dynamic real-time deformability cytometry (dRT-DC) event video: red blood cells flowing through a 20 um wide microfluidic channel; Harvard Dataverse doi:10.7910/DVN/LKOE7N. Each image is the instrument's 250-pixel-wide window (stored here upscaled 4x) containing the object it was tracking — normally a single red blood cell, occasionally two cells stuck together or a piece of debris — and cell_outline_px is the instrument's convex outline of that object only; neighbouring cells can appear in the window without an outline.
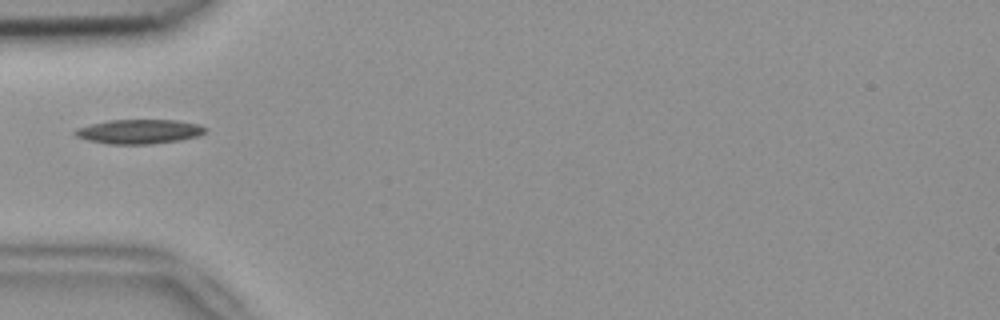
{"species": "common noctule bat (a hibernating species)", "species_latin": "Nyctalus noctula", "temperature_condition": "room temperature", "stored_images_in_passage": 37, "camera_frame_rate_fps": 3000, "um_per_image_px": 0.085, "animal": {"sex": "female", "body_mass_g": 18.4}, "frame": {"image": 1, "passage_image": 1, "time_ms": 0.0, "image_size_px": [1000, 320], "cell_outline_px": [[208, 128], [200, 136], [180, 140], [152, 144], [108, 144], [88, 140], [76, 136], [72, 132], [76, 128], [108, 120], [176, 120], [200, 124]], "centroid_in_image_um": [11.85, 11.18], "position_along_channel_um": 73.1, "area_um2": 18.61}}
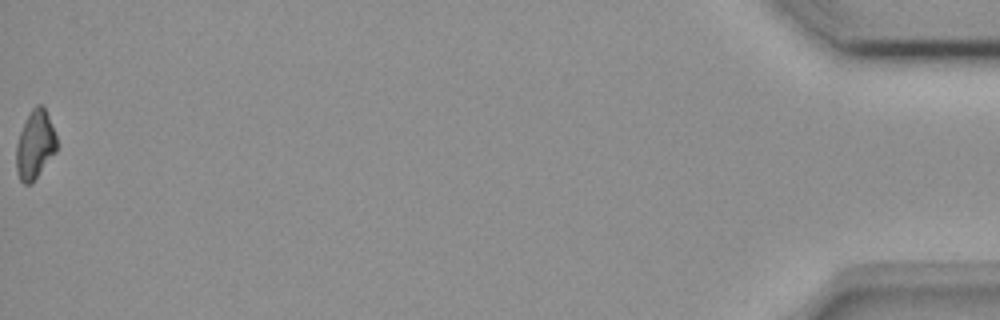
{"frame": {"image": 2, "passage_image": 37, "time_ms": 12.0, "image_size_px": [1000, 320], "cell_outline_px": [[56, 152], [32, 184], [24, 184], [20, 180], [16, 168], [16, 144], [20, 132], [32, 108], [36, 104], [40, 104], [44, 108], [48, 116], [56, 136]], "centroid_in_image_um": [2.97, 12.35], "position_along_channel_um": 432.2, "area_um2": 16.01}}